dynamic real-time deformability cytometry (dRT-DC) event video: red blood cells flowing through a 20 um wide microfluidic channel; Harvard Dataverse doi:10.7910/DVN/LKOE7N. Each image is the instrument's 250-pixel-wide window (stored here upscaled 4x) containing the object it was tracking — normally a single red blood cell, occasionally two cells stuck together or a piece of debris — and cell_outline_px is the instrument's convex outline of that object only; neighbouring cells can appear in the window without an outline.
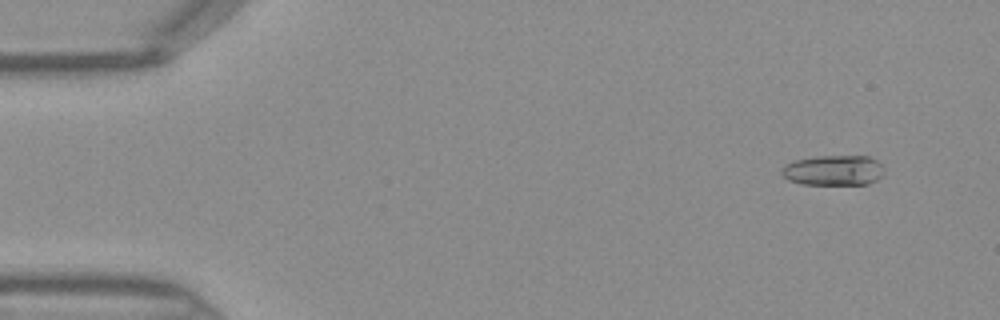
{"species": "Egyptian fruit bat (a non-hibernating species)", "species_latin": "Rousettus aegyptiacus", "temperature_condition": "warm", "stored_images_in_passage": 46, "camera_frame_rate_fps": 3000, "um_per_image_px": 0.085, "frame": {"image": 1, "passage_image": 4, "time_ms": 1.0, "image_size_px": [1000, 320], "cell_outline_px": [[884, 172], [876, 180], [868, 184], [800, 184], [788, 180], [780, 172], [784, 164], [796, 160], [816, 156], [868, 156], [876, 160], [884, 168]], "centroid_in_image_um": [70.83, 14.48], "position_along_channel_um": 14.2, "area_um2": 18.09}}
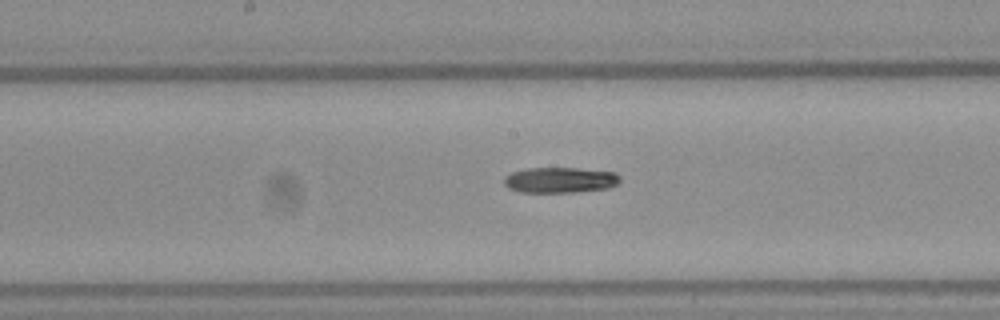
{"frame": {"image": 2, "passage_image": 24, "time_ms": 7.667, "image_size_px": [1000, 320], "cell_outline_px": [[620, 180], [616, 184], [608, 188], [572, 192], [520, 192], [508, 188], [504, 184], [504, 176], [512, 172], [528, 168], [580, 168], [616, 172], [620, 176]], "centroid_in_image_um": [47.6, 15.29], "position_along_channel_um": 200.6, "area_um2": 17.34}}
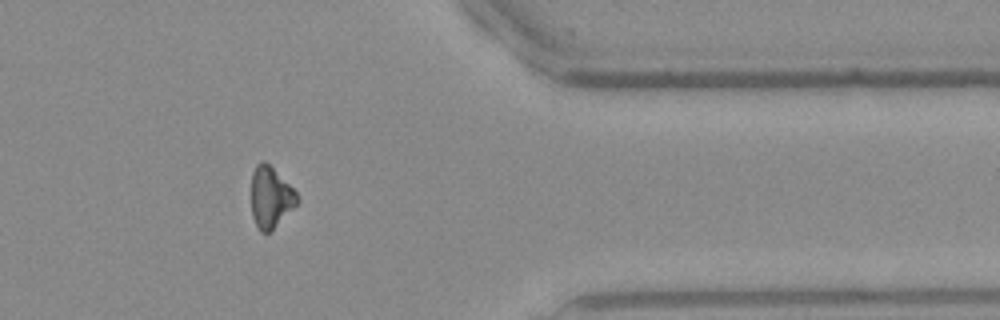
{"frame": {"image": 3, "passage_image": 38, "time_ms": 12.333, "image_size_px": [1000, 320], "cell_outline_px": [[300, 200], [272, 232], [260, 232], [252, 216], [252, 172], [256, 164], [260, 160], [264, 160], [296, 192]], "centroid_in_image_um": [22.99, 16.79], "position_along_channel_um": 388.4, "area_um2": 16.24}}